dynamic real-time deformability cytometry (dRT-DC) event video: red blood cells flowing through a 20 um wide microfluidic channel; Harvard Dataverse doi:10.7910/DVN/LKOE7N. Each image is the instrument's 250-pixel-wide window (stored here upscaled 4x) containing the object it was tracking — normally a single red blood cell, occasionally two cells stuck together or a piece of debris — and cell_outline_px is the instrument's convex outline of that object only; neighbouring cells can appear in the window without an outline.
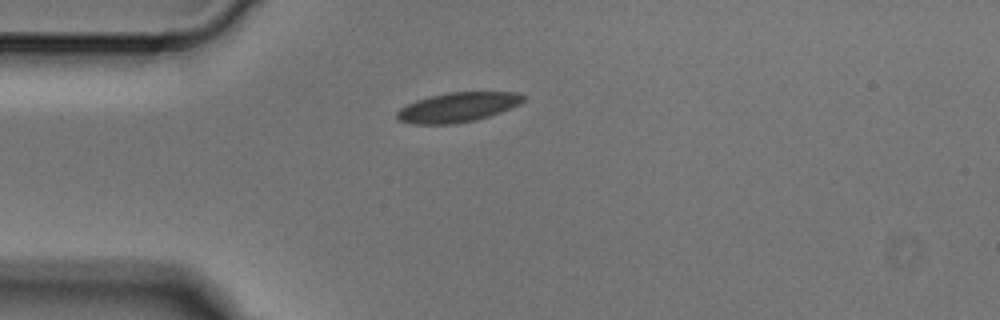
{"species": "Egyptian fruit bat (a non-hibernating species)", "species_latin": "Rousettus aegyptiacus", "temperature_condition": "cold", "stored_images_in_passage": 1, "camera_frame_rate_fps": 3000, "um_per_image_px": 0.085, "animal": {"sex": "male"}, "frame": {"image": 1, "passage_image": 1, "time_ms": 0.0, "image_size_px": [1000, 320], "cell_outline_px": [[524, 100], [520, 104], [512, 108], [476, 120], [452, 124], [412, 124], [400, 120], [396, 116], [396, 112], [400, 108], [416, 100], [428, 96], [448, 92], [516, 92], [524, 96]], "centroid_in_image_um": [38.9, 9.11], "position_along_channel_um": 46.1, "area_um2": 21.79}}